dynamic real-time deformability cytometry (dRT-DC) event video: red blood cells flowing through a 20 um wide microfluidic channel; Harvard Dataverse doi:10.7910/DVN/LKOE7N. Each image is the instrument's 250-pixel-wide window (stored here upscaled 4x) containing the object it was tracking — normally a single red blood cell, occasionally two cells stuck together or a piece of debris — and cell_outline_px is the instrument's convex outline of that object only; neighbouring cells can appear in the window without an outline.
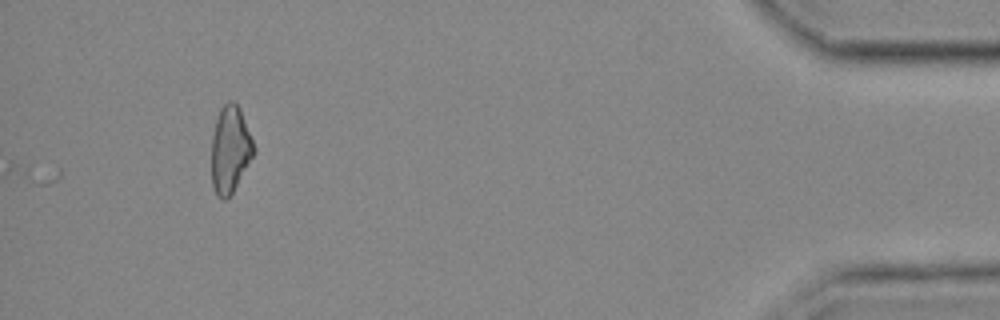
{"species": "common noctule bat (a hibernating species)", "species_latin": "Nyctalus noctula", "temperature_condition": "cold", "stored_images_in_passage": 56, "camera_frame_rate_fps": 3000, "um_per_image_px": 0.085, "animal": {"sex": "female", "body_mass_g": 25.1}, "frame": {"image": 1, "passage_image": 56, "time_ms": 18.333, "image_size_px": [1000, 320], "cell_outline_px": [[256, 148], [252, 156], [232, 192], [224, 200], [220, 200], [216, 196], [212, 188], [212, 136], [216, 120], [220, 108], [228, 100], [232, 100], [240, 108]], "centroid_in_image_um": [19.54, 12.69], "position_along_channel_um": 415.7, "area_um2": 21.21}}